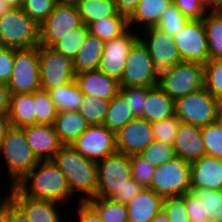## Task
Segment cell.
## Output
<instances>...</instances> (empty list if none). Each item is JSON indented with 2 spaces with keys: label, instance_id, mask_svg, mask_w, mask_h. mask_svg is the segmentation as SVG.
Returning <instances> with one entry per match:
<instances>
[{
  "label": "cell",
  "instance_id": "cell-1",
  "mask_svg": "<svg viewBox=\"0 0 222 222\" xmlns=\"http://www.w3.org/2000/svg\"><path fill=\"white\" fill-rule=\"evenodd\" d=\"M15 186L29 198L54 201L70 208L79 202L53 160H40Z\"/></svg>",
  "mask_w": 222,
  "mask_h": 222
},
{
  "label": "cell",
  "instance_id": "cell-2",
  "mask_svg": "<svg viewBox=\"0 0 222 222\" xmlns=\"http://www.w3.org/2000/svg\"><path fill=\"white\" fill-rule=\"evenodd\" d=\"M96 197L127 204L144 188L132 178L129 156L116 152L97 162Z\"/></svg>",
  "mask_w": 222,
  "mask_h": 222
},
{
  "label": "cell",
  "instance_id": "cell-3",
  "mask_svg": "<svg viewBox=\"0 0 222 222\" xmlns=\"http://www.w3.org/2000/svg\"><path fill=\"white\" fill-rule=\"evenodd\" d=\"M52 160L65 175L71 194L79 202L96 197L97 162L87 159L71 145H63Z\"/></svg>",
  "mask_w": 222,
  "mask_h": 222
},
{
  "label": "cell",
  "instance_id": "cell-4",
  "mask_svg": "<svg viewBox=\"0 0 222 222\" xmlns=\"http://www.w3.org/2000/svg\"><path fill=\"white\" fill-rule=\"evenodd\" d=\"M0 166L4 165V173L10 184L15 186L39 162L27 142L23 128L10 126L0 147ZM2 161V162H1Z\"/></svg>",
  "mask_w": 222,
  "mask_h": 222
},
{
  "label": "cell",
  "instance_id": "cell-5",
  "mask_svg": "<svg viewBox=\"0 0 222 222\" xmlns=\"http://www.w3.org/2000/svg\"><path fill=\"white\" fill-rule=\"evenodd\" d=\"M39 29L22 8H11L0 17V45L13 49L38 47Z\"/></svg>",
  "mask_w": 222,
  "mask_h": 222
},
{
  "label": "cell",
  "instance_id": "cell-6",
  "mask_svg": "<svg viewBox=\"0 0 222 222\" xmlns=\"http://www.w3.org/2000/svg\"><path fill=\"white\" fill-rule=\"evenodd\" d=\"M219 101L204 87L175 100V115L182 122L205 127L217 121Z\"/></svg>",
  "mask_w": 222,
  "mask_h": 222
},
{
  "label": "cell",
  "instance_id": "cell-7",
  "mask_svg": "<svg viewBox=\"0 0 222 222\" xmlns=\"http://www.w3.org/2000/svg\"><path fill=\"white\" fill-rule=\"evenodd\" d=\"M191 163L175 157L155 167L152 182L148 188L162 198L183 196L191 191Z\"/></svg>",
  "mask_w": 222,
  "mask_h": 222
},
{
  "label": "cell",
  "instance_id": "cell-8",
  "mask_svg": "<svg viewBox=\"0 0 222 222\" xmlns=\"http://www.w3.org/2000/svg\"><path fill=\"white\" fill-rule=\"evenodd\" d=\"M158 85L177 100L204 87V65L181 61L159 77Z\"/></svg>",
  "mask_w": 222,
  "mask_h": 222
},
{
  "label": "cell",
  "instance_id": "cell-9",
  "mask_svg": "<svg viewBox=\"0 0 222 222\" xmlns=\"http://www.w3.org/2000/svg\"><path fill=\"white\" fill-rule=\"evenodd\" d=\"M139 40L147 48L159 77L182 61L173 37L157 26L140 31Z\"/></svg>",
  "mask_w": 222,
  "mask_h": 222
},
{
  "label": "cell",
  "instance_id": "cell-10",
  "mask_svg": "<svg viewBox=\"0 0 222 222\" xmlns=\"http://www.w3.org/2000/svg\"><path fill=\"white\" fill-rule=\"evenodd\" d=\"M7 87L11 94H30L41 89L38 47L15 49L14 68Z\"/></svg>",
  "mask_w": 222,
  "mask_h": 222
},
{
  "label": "cell",
  "instance_id": "cell-11",
  "mask_svg": "<svg viewBox=\"0 0 222 222\" xmlns=\"http://www.w3.org/2000/svg\"><path fill=\"white\" fill-rule=\"evenodd\" d=\"M41 89L50 91L75 80L73 61L52 47L38 46Z\"/></svg>",
  "mask_w": 222,
  "mask_h": 222
},
{
  "label": "cell",
  "instance_id": "cell-12",
  "mask_svg": "<svg viewBox=\"0 0 222 222\" xmlns=\"http://www.w3.org/2000/svg\"><path fill=\"white\" fill-rule=\"evenodd\" d=\"M82 24L83 20L75 3L59 2L39 26V45L52 47Z\"/></svg>",
  "mask_w": 222,
  "mask_h": 222
},
{
  "label": "cell",
  "instance_id": "cell-13",
  "mask_svg": "<svg viewBox=\"0 0 222 222\" xmlns=\"http://www.w3.org/2000/svg\"><path fill=\"white\" fill-rule=\"evenodd\" d=\"M159 76L154 69V63L144 44L138 40L127 56L123 75L119 80L120 87H155Z\"/></svg>",
  "mask_w": 222,
  "mask_h": 222
},
{
  "label": "cell",
  "instance_id": "cell-14",
  "mask_svg": "<svg viewBox=\"0 0 222 222\" xmlns=\"http://www.w3.org/2000/svg\"><path fill=\"white\" fill-rule=\"evenodd\" d=\"M173 39L182 61L205 65L210 60L208 41L202 19L189 20Z\"/></svg>",
  "mask_w": 222,
  "mask_h": 222
},
{
  "label": "cell",
  "instance_id": "cell-15",
  "mask_svg": "<svg viewBox=\"0 0 222 222\" xmlns=\"http://www.w3.org/2000/svg\"><path fill=\"white\" fill-rule=\"evenodd\" d=\"M138 40L139 32L129 28L121 36L105 41L98 70L119 81L127 63L128 53Z\"/></svg>",
  "mask_w": 222,
  "mask_h": 222
},
{
  "label": "cell",
  "instance_id": "cell-16",
  "mask_svg": "<svg viewBox=\"0 0 222 222\" xmlns=\"http://www.w3.org/2000/svg\"><path fill=\"white\" fill-rule=\"evenodd\" d=\"M71 146L95 162L117 152L115 133L104 125H90Z\"/></svg>",
  "mask_w": 222,
  "mask_h": 222
},
{
  "label": "cell",
  "instance_id": "cell-17",
  "mask_svg": "<svg viewBox=\"0 0 222 222\" xmlns=\"http://www.w3.org/2000/svg\"><path fill=\"white\" fill-rule=\"evenodd\" d=\"M8 188L6 195L24 212L29 222H65L67 218L65 205L54 201L29 198L16 186Z\"/></svg>",
  "mask_w": 222,
  "mask_h": 222
},
{
  "label": "cell",
  "instance_id": "cell-18",
  "mask_svg": "<svg viewBox=\"0 0 222 222\" xmlns=\"http://www.w3.org/2000/svg\"><path fill=\"white\" fill-rule=\"evenodd\" d=\"M116 150L127 156L141 153L153 140L152 123L137 117L115 133Z\"/></svg>",
  "mask_w": 222,
  "mask_h": 222
},
{
  "label": "cell",
  "instance_id": "cell-19",
  "mask_svg": "<svg viewBox=\"0 0 222 222\" xmlns=\"http://www.w3.org/2000/svg\"><path fill=\"white\" fill-rule=\"evenodd\" d=\"M33 154L40 160H52L63 146L53 125L33 124L22 127Z\"/></svg>",
  "mask_w": 222,
  "mask_h": 222
},
{
  "label": "cell",
  "instance_id": "cell-20",
  "mask_svg": "<svg viewBox=\"0 0 222 222\" xmlns=\"http://www.w3.org/2000/svg\"><path fill=\"white\" fill-rule=\"evenodd\" d=\"M191 189L222 190V158L203 155L191 162Z\"/></svg>",
  "mask_w": 222,
  "mask_h": 222
},
{
  "label": "cell",
  "instance_id": "cell-21",
  "mask_svg": "<svg viewBox=\"0 0 222 222\" xmlns=\"http://www.w3.org/2000/svg\"><path fill=\"white\" fill-rule=\"evenodd\" d=\"M173 147L177 157L193 162L205 155L202 128L191 124L180 123Z\"/></svg>",
  "mask_w": 222,
  "mask_h": 222
},
{
  "label": "cell",
  "instance_id": "cell-22",
  "mask_svg": "<svg viewBox=\"0 0 222 222\" xmlns=\"http://www.w3.org/2000/svg\"><path fill=\"white\" fill-rule=\"evenodd\" d=\"M75 81L85 96H96L110 101L119 93V81L99 70L78 73Z\"/></svg>",
  "mask_w": 222,
  "mask_h": 222
},
{
  "label": "cell",
  "instance_id": "cell-23",
  "mask_svg": "<svg viewBox=\"0 0 222 222\" xmlns=\"http://www.w3.org/2000/svg\"><path fill=\"white\" fill-rule=\"evenodd\" d=\"M163 198L152 189L144 187L126 204L128 222H151L162 208Z\"/></svg>",
  "mask_w": 222,
  "mask_h": 222
},
{
  "label": "cell",
  "instance_id": "cell-24",
  "mask_svg": "<svg viewBox=\"0 0 222 222\" xmlns=\"http://www.w3.org/2000/svg\"><path fill=\"white\" fill-rule=\"evenodd\" d=\"M172 3V0H140L135 11L128 18L129 28L140 32L157 26L162 14Z\"/></svg>",
  "mask_w": 222,
  "mask_h": 222
},
{
  "label": "cell",
  "instance_id": "cell-25",
  "mask_svg": "<svg viewBox=\"0 0 222 222\" xmlns=\"http://www.w3.org/2000/svg\"><path fill=\"white\" fill-rule=\"evenodd\" d=\"M143 107V119L151 123L175 116V100L159 85L147 87V97Z\"/></svg>",
  "mask_w": 222,
  "mask_h": 222
},
{
  "label": "cell",
  "instance_id": "cell-26",
  "mask_svg": "<svg viewBox=\"0 0 222 222\" xmlns=\"http://www.w3.org/2000/svg\"><path fill=\"white\" fill-rule=\"evenodd\" d=\"M89 126L87 120L73 110L57 112L53 123L54 131L63 145H71Z\"/></svg>",
  "mask_w": 222,
  "mask_h": 222
},
{
  "label": "cell",
  "instance_id": "cell-27",
  "mask_svg": "<svg viewBox=\"0 0 222 222\" xmlns=\"http://www.w3.org/2000/svg\"><path fill=\"white\" fill-rule=\"evenodd\" d=\"M104 41L89 33L73 61L75 74L98 70Z\"/></svg>",
  "mask_w": 222,
  "mask_h": 222
},
{
  "label": "cell",
  "instance_id": "cell-28",
  "mask_svg": "<svg viewBox=\"0 0 222 222\" xmlns=\"http://www.w3.org/2000/svg\"><path fill=\"white\" fill-rule=\"evenodd\" d=\"M34 92L30 94H11L8 120L10 126L25 127L35 124Z\"/></svg>",
  "mask_w": 222,
  "mask_h": 222
},
{
  "label": "cell",
  "instance_id": "cell-29",
  "mask_svg": "<svg viewBox=\"0 0 222 222\" xmlns=\"http://www.w3.org/2000/svg\"><path fill=\"white\" fill-rule=\"evenodd\" d=\"M75 5L85 25L111 16H123L117 12L115 0H77Z\"/></svg>",
  "mask_w": 222,
  "mask_h": 222
},
{
  "label": "cell",
  "instance_id": "cell-30",
  "mask_svg": "<svg viewBox=\"0 0 222 222\" xmlns=\"http://www.w3.org/2000/svg\"><path fill=\"white\" fill-rule=\"evenodd\" d=\"M210 59L222 58V9H209L202 19Z\"/></svg>",
  "mask_w": 222,
  "mask_h": 222
},
{
  "label": "cell",
  "instance_id": "cell-31",
  "mask_svg": "<svg viewBox=\"0 0 222 222\" xmlns=\"http://www.w3.org/2000/svg\"><path fill=\"white\" fill-rule=\"evenodd\" d=\"M137 118L124 96L119 92L114 96L108 106V111L103 125L116 133L129 121Z\"/></svg>",
  "mask_w": 222,
  "mask_h": 222
},
{
  "label": "cell",
  "instance_id": "cell-32",
  "mask_svg": "<svg viewBox=\"0 0 222 222\" xmlns=\"http://www.w3.org/2000/svg\"><path fill=\"white\" fill-rule=\"evenodd\" d=\"M48 93L58 112L64 110L78 111L85 96L75 80L54 88Z\"/></svg>",
  "mask_w": 222,
  "mask_h": 222
},
{
  "label": "cell",
  "instance_id": "cell-33",
  "mask_svg": "<svg viewBox=\"0 0 222 222\" xmlns=\"http://www.w3.org/2000/svg\"><path fill=\"white\" fill-rule=\"evenodd\" d=\"M89 33L102 41H108L121 36L129 29L128 19L124 16H111L88 25Z\"/></svg>",
  "mask_w": 222,
  "mask_h": 222
},
{
  "label": "cell",
  "instance_id": "cell-34",
  "mask_svg": "<svg viewBox=\"0 0 222 222\" xmlns=\"http://www.w3.org/2000/svg\"><path fill=\"white\" fill-rule=\"evenodd\" d=\"M86 202L97 212L102 222H128L126 204L103 197H93Z\"/></svg>",
  "mask_w": 222,
  "mask_h": 222
},
{
  "label": "cell",
  "instance_id": "cell-35",
  "mask_svg": "<svg viewBox=\"0 0 222 222\" xmlns=\"http://www.w3.org/2000/svg\"><path fill=\"white\" fill-rule=\"evenodd\" d=\"M89 34L88 26L84 23L68 33L63 39L56 42L52 48L63 54L65 57L70 58L72 61L77 56L78 50L85 41Z\"/></svg>",
  "mask_w": 222,
  "mask_h": 222
},
{
  "label": "cell",
  "instance_id": "cell-36",
  "mask_svg": "<svg viewBox=\"0 0 222 222\" xmlns=\"http://www.w3.org/2000/svg\"><path fill=\"white\" fill-rule=\"evenodd\" d=\"M109 102L96 96H84L78 112L90 125H103Z\"/></svg>",
  "mask_w": 222,
  "mask_h": 222
},
{
  "label": "cell",
  "instance_id": "cell-37",
  "mask_svg": "<svg viewBox=\"0 0 222 222\" xmlns=\"http://www.w3.org/2000/svg\"><path fill=\"white\" fill-rule=\"evenodd\" d=\"M35 124L53 125L57 109L48 91L37 90L34 92Z\"/></svg>",
  "mask_w": 222,
  "mask_h": 222
},
{
  "label": "cell",
  "instance_id": "cell-38",
  "mask_svg": "<svg viewBox=\"0 0 222 222\" xmlns=\"http://www.w3.org/2000/svg\"><path fill=\"white\" fill-rule=\"evenodd\" d=\"M204 88L222 101V58L210 59L204 65Z\"/></svg>",
  "mask_w": 222,
  "mask_h": 222
},
{
  "label": "cell",
  "instance_id": "cell-39",
  "mask_svg": "<svg viewBox=\"0 0 222 222\" xmlns=\"http://www.w3.org/2000/svg\"><path fill=\"white\" fill-rule=\"evenodd\" d=\"M191 191L203 201L209 220L222 222V190L191 189Z\"/></svg>",
  "mask_w": 222,
  "mask_h": 222
},
{
  "label": "cell",
  "instance_id": "cell-40",
  "mask_svg": "<svg viewBox=\"0 0 222 222\" xmlns=\"http://www.w3.org/2000/svg\"><path fill=\"white\" fill-rule=\"evenodd\" d=\"M139 155L155 167L177 157L173 145L155 139Z\"/></svg>",
  "mask_w": 222,
  "mask_h": 222
},
{
  "label": "cell",
  "instance_id": "cell-41",
  "mask_svg": "<svg viewBox=\"0 0 222 222\" xmlns=\"http://www.w3.org/2000/svg\"><path fill=\"white\" fill-rule=\"evenodd\" d=\"M205 155L222 158V125L216 121L202 127Z\"/></svg>",
  "mask_w": 222,
  "mask_h": 222
},
{
  "label": "cell",
  "instance_id": "cell-42",
  "mask_svg": "<svg viewBox=\"0 0 222 222\" xmlns=\"http://www.w3.org/2000/svg\"><path fill=\"white\" fill-rule=\"evenodd\" d=\"M188 21L189 19L172 3L162 14L157 27L174 37L183 29Z\"/></svg>",
  "mask_w": 222,
  "mask_h": 222
},
{
  "label": "cell",
  "instance_id": "cell-43",
  "mask_svg": "<svg viewBox=\"0 0 222 222\" xmlns=\"http://www.w3.org/2000/svg\"><path fill=\"white\" fill-rule=\"evenodd\" d=\"M58 3L59 0H24L22 10L40 26Z\"/></svg>",
  "mask_w": 222,
  "mask_h": 222
},
{
  "label": "cell",
  "instance_id": "cell-44",
  "mask_svg": "<svg viewBox=\"0 0 222 222\" xmlns=\"http://www.w3.org/2000/svg\"><path fill=\"white\" fill-rule=\"evenodd\" d=\"M132 178L143 187L148 188L152 182L155 166H152L139 154L129 156Z\"/></svg>",
  "mask_w": 222,
  "mask_h": 222
},
{
  "label": "cell",
  "instance_id": "cell-45",
  "mask_svg": "<svg viewBox=\"0 0 222 222\" xmlns=\"http://www.w3.org/2000/svg\"><path fill=\"white\" fill-rule=\"evenodd\" d=\"M181 121L175 116L152 123L154 139L173 145Z\"/></svg>",
  "mask_w": 222,
  "mask_h": 222
},
{
  "label": "cell",
  "instance_id": "cell-46",
  "mask_svg": "<svg viewBox=\"0 0 222 222\" xmlns=\"http://www.w3.org/2000/svg\"><path fill=\"white\" fill-rule=\"evenodd\" d=\"M162 208L166 212L169 222H191L186 212L183 196L163 198Z\"/></svg>",
  "mask_w": 222,
  "mask_h": 222
},
{
  "label": "cell",
  "instance_id": "cell-47",
  "mask_svg": "<svg viewBox=\"0 0 222 222\" xmlns=\"http://www.w3.org/2000/svg\"><path fill=\"white\" fill-rule=\"evenodd\" d=\"M119 92L129 103L133 114L143 118V106L147 97V87H120Z\"/></svg>",
  "mask_w": 222,
  "mask_h": 222
},
{
  "label": "cell",
  "instance_id": "cell-48",
  "mask_svg": "<svg viewBox=\"0 0 222 222\" xmlns=\"http://www.w3.org/2000/svg\"><path fill=\"white\" fill-rule=\"evenodd\" d=\"M0 192V217L5 222H29L24 212L5 194Z\"/></svg>",
  "mask_w": 222,
  "mask_h": 222
},
{
  "label": "cell",
  "instance_id": "cell-49",
  "mask_svg": "<svg viewBox=\"0 0 222 222\" xmlns=\"http://www.w3.org/2000/svg\"><path fill=\"white\" fill-rule=\"evenodd\" d=\"M186 212L191 222H205L209 217L205 213L204 204L192 191L183 195Z\"/></svg>",
  "mask_w": 222,
  "mask_h": 222
},
{
  "label": "cell",
  "instance_id": "cell-50",
  "mask_svg": "<svg viewBox=\"0 0 222 222\" xmlns=\"http://www.w3.org/2000/svg\"><path fill=\"white\" fill-rule=\"evenodd\" d=\"M173 3L189 20L203 19L209 10L200 0H174Z\"/></svg>",
  "mask_w": 222,
  "mask_h": 222
},
{
  "label": "cell",
  "instance_id": "cell-51",
  "mask_svg": "<svg viewBox=\"0 0 222 222\" xmlns=\"http://www.w3.org/2000/svg\"><path fill=\"white\" fill-rule=\"evenodd\" d=\"M66 209L69 213L76 209L74 213L76 215L74 216L71 212L70 216L72 218L68 217L70 222H102L97 212L87 202H77L75 207L72 206V210L67 207ZM72 219L74 221H71Z\"/></svg>",
  "mask_w": 222,
  "mask_h": 222
},
{
  "label": "cell",
  "instance_id": "cell-52",
  "mask_svg": "<svg viewBox=\"0 0 222 222\" xmlns=\"http://www.w3.org/2000/svg\"><path fill=\"white\" fill-rule=\"evenodd\" d=\"M15 49L0 45V82L7 84L14 68Z\"/></svg>",
  "mask_w": 222,
  "mask_h": 222
},
{
  "label": "cell",
  "instance_id": "cell-53",
  "mask_svg": "<svg viewBox=\"0 0 222 222\" xmlns=\"http://www.w3.org/2000/svg\"><path fill=\"white\" fill-rule=\"evenodd\" d=\"M140 0H115L117 12L127 19L135 11Z\"/></svg>",
  "mask_w": 222,
  "mask_h": 222
},
{
  "label": "cell",
  "instance_id": "cell-54",
  "mask_svg": "<svg viewBox=\"0 0 222 222\" xmlns=\"http://www.w3.org/2000/svg\"><path fill=\"white\" fill-rule=\"evenodd\" d=\"M11 93L7 84L0 82V115H8L10 109Z\"/></svg>",
  "mask_w": 222,
  "mask_h": 222
},
{
  "label": "cell",
  "instance_id": "cell-55",
  "mask_svg": "<svg viewBox=\"0 0 222 222\" xmlns=\"http://www.w3.org/2000/svg\"><path fill=\"white\" fill-rule=\"evenodd\" d=\"M10 123L7 115H0V147Z\"/></svg>",
  "mask_w": 222,
  "mask_h": 222
},
{
  "label": "cell",
  "instance_id": "cell-56",
  "mask_svg": "<svg viewBox=\"0 0 222 222\" xmlns=\"http://www.w3.org/2000/svg\"><path fill=\"white\" fill-rule=\"evenodd\" d=\"M151 222H169L168 216L163 208L154 216Z\"/></svg>",
  "mask_w": 222,
  "mask_h": 222
},
{
  "label": "cell",
  "instance_id": "cell-57",
  "mask_svg": "<svg viewBox=\"0 0 222 222\" xmlns=\"http://www.w3.org/2000/svg\"><path fill=\"white\" fill-rule=\"evenodd\" d=\"M11 8H22L24 0H4Z\"/></svg>",
  "mask_w": 222,
  "mask_h": 222
},
{
  "label": "cell",
  "instance_id": "cell-58",
  "mask_svg": "<svg viewBox=\"0 0 222 222\" xmlns=\"http://www.w3.org/2000/svg\"><path fill=\"white\" fill-rule=\"evenodd\" d=\"M11 7L4 0H0V17L3 16Z\"/></svg>",
  "mask_w": 222,
  "mask_h": 222
},
{
  "label": "cell",
  "instance_id": "cell-59",
  "mask_svg": "<svg viewBox=\"0 0 222 222\" xmlns=\"http://www.w3.org/2000/svg\"><path fill=\"white\" fill-rule=\"evenodd\" d=\"M217 121L222 125V101H219Z\"/></svg>",
  "mask_w": 222,
  "mask_h": 222
},
{
  "label": "cell",
  "instance_id": "cell-60",
  "mask_svg": "<svg viewBox=\"0 0 222 222\" xmlns=\"http://www.w3.org/2000/svg\"><path fill=\"white\" fill-rule=\"evenodd\" d=\"M212 9H222V0H211Z\"/></svg>",
  "mask_w": 222,
  "mask_h": 222
},
{
  "label": "cell",
  "instance_id": "cell-61",
  "mask_svg": "<svg viewBox=\"0 0 222 222\" xmlns=\"http://www.w3.org/2000/svg\"><path fill=\"white\" fill-rule=\"evenodd\" d=\"M174 0H172L173 2ZM202 1L209 9H212V1L211 0H200Z\"/></svg>",
  "mask_w": 222,
  "mask_h": 222
},
{
  "label": "cell",
  "instance_id": "cell-62",
  "mask_svg": "<svg viewBox=\"0 0 222 222\" xmlns=\"http://www.w3.org/2000/svg\"><path fill=\"white\" fill-rule=\"evenodd\" d=\"M77 0H59V2L75 3Z\"/></svg>",
  "mask_w": 222,
  "mask_h": 222
},
{
  "label": "cell",
  "instance_id": "cell-63",
  "mask_svg": "<svg viewBox=\"0 0 222 222\" xmlns=\"http://www.w3.org/2000/svg\"><path fill=\"white\" fill-rule=\"evenodd\" d=\"M205 222H214L213 220H206Z\"/></svg>",
  "mask_w": 222,
  "mask_h": 222
}]
</instances>
